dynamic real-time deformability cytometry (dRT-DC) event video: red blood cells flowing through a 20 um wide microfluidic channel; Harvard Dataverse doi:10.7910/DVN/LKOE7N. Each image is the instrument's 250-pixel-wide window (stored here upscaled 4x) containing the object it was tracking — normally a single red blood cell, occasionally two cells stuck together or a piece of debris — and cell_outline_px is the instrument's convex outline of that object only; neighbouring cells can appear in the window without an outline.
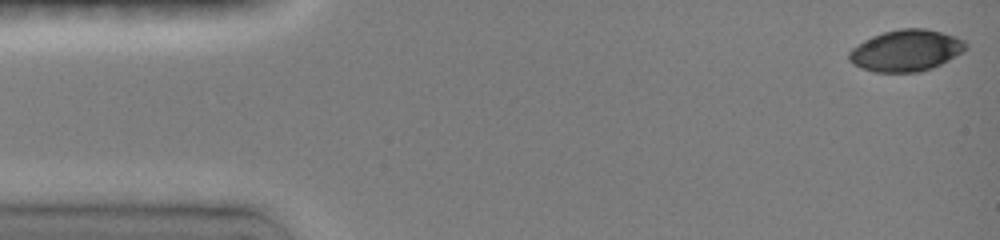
{"species": "common noctule bat (a hibernating species)", "species_latin": "Nyctalus noctula", "temperature_condition": "room temperature", "stored_images_in_passage": 47, "camera_frame_rate_fps": 3000, "um_per_image_px": 0.085, "animal": {"sex": "female", "body_mass_g": 19.0, "forearm_length_mm": 51.5}, "frame": {"image": 1, "passage_image": 1, "time_ms": 0.0, "image_size_px": [1000, 240], "cell_outline_px": [[968, 48], [964, 52], [932, 68], [916, 72], [872, 72], [860, 68], [852, 64], [848, 60], [848, 52], [852, 48], [864, 40], [872, 36], [884, 32], [900, 28], [924, 28], [956, 36], [964, 40], [968, 44]], "centroid_in_image_um": [77.01, 4.3], "position_along_channel_um": 8.0, "area_um2": 28.44}}
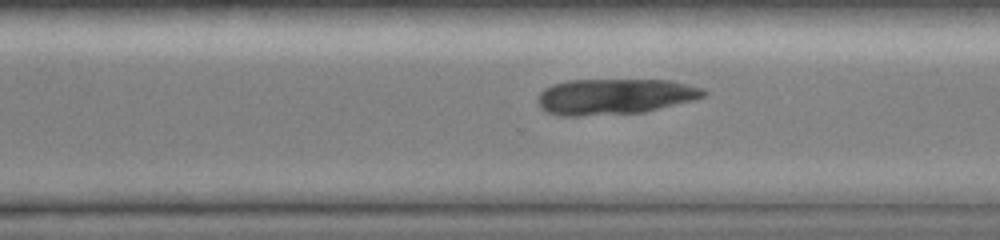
{"frame": {"image": 2, "passage_image": 33, "time_ms": 10.667, "image_size_px": [1000, 240], "cell_outline_px": [[708, 92], [704, 96], [692, 100], [644, 112], [580, 116], [560, 116], [548, 112], [540, 108], [540, 92], [544, 88], [552, 84], [568, 80], [668, 80], [700, 88]], "centroid_in_image_um": [52.2, 8.2], "position_along_channel_um": 318.4, "area_um2": 34.22}}
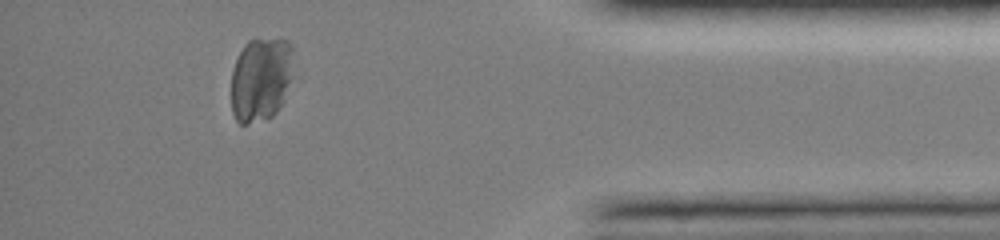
{"frame": {"image": 3, "passage_image": 42, "time_ms": 13.667, "image_size_px": [1000, 240], "cell_outline_px": [[292, 76], [280, 104], [276, 112], [272, 116], [248, 124], [240, 124], [236, 120], [232, 112], [232, 72], [236, 60], [244, 44], [248, 40], [280, 36], [288, 40], [292, 44]], "centroid_in_image_um": [22.17, 6.67], "position_along_channel_um": 413.0, "area_um2": 30.75}}